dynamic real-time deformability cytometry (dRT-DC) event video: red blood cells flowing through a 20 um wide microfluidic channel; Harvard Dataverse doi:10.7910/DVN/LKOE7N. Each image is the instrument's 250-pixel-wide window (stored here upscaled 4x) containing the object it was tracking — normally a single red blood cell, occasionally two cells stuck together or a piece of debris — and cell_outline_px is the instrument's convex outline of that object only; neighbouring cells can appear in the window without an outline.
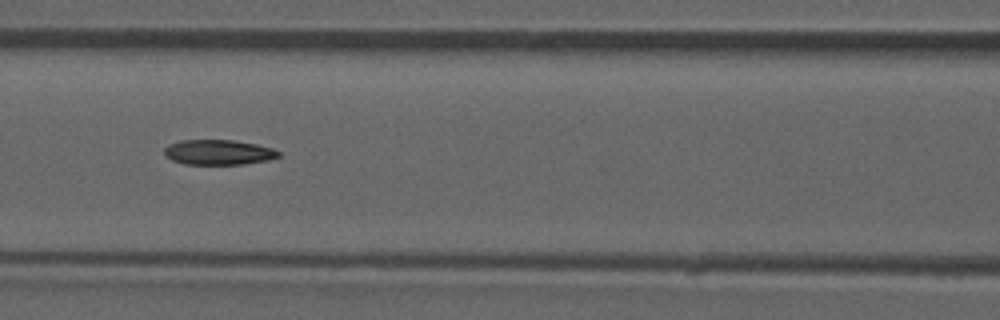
{"species": "common noctule bat (a hibernating species)", "species_latin": "Nyctalus noctula", "temperature_condition": "room temperature", "stored_images_in_passage": 52, "camera_frame_rate_fps": 3000, "um_per_image_px": 0.085, "animal": {"sex": "male", "forearm_length_mm": 52.5}, "frame": {"image": 1, "passage_image": 23, "time_ms": 7.333, "image_size_px": [1000, 320], "cell_outline_px": [[280, 156], [268, 160], [244, 164], [184, 164], [172, 160], [164, 156], [164, 148], [168, 144], [180, 140], [232, 140], [256, 144], [272, 148], [280, 152]], "centroid_in_image_um": [18.54, 12.94], "position_along_channel_um": 148.1, "area_um2": 16.76}, "authors_computed_cell_mechanics": {"area_um2": 17.4556, "velocity_mm_per_s": 3.9478, "shape_relaxation_time_tau1_ms": null, "shape_relaxation_time_tau2_ms": 4.0428, "deformation_change_tau1": null, "deformation_change_tau2": 0.1135}}